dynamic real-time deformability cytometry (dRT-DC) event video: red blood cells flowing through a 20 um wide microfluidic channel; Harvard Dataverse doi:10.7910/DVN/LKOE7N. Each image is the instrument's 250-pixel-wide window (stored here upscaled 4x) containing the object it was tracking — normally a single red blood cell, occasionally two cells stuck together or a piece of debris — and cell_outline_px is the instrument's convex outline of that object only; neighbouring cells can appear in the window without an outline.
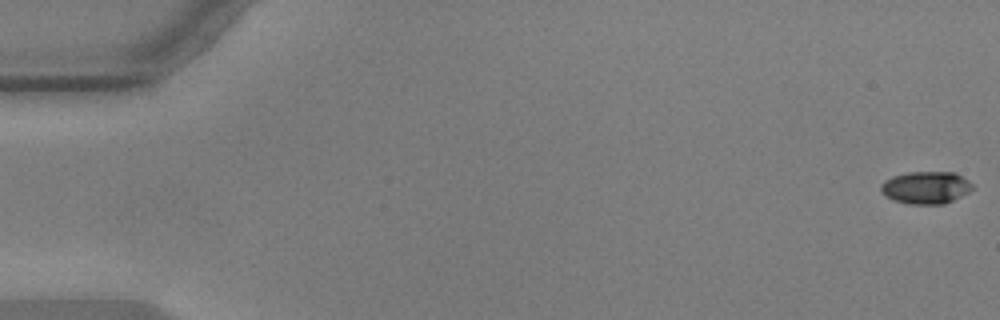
{"species": "common noctule bat (a hibernating species)", "species_latin": "Nyctalus noctula", "temperature_condition": "warm", "stored_images_in_passage": 25, "camera_frame_rate_fps": 3000, "um_per_image_px": 0.085, "animal": {"sex": "male", "body_mass_g": 17.9, "forearm_length_mm": 54.2}, "frame": {"image": 1, "passage_image": 1, "time_ms": 0.0, "image_size_px": [1000, 320], "cell_outline_px": [[972, 188], [968, 192], [944, 204], [908, 204], [892, 200], [880, 188], [880, 184], [884, 180], [892, 176], [908, 172], [956, 172], [968, 180], [972, 184]], "centroid_in_image_um": [78.69, 15.93], "position_along_channel_um": 6.3, "area_um2": 17.22}}
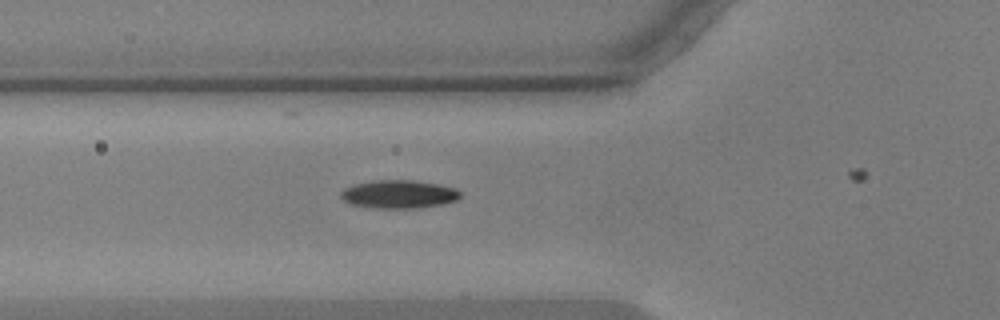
{"frame": {"image": 2, "passage_image": 21, "time_ms": 6.667, "image_size_px": [1000, 320], "cell_outline_px": [[460, 196], [456, 200], [440, 204], [416, 208], [376, 208], [352, 204], [344, 200], [340, 196], [340, 192], [344, 188], [356, 184], [372, 180], [412, 180], [436, 184], [456, 188], [460, 192]], "centroid_in_image_um": [33.88, 16.5], "position_along_channel_um": 91.9, "area_um2": 19.42}}
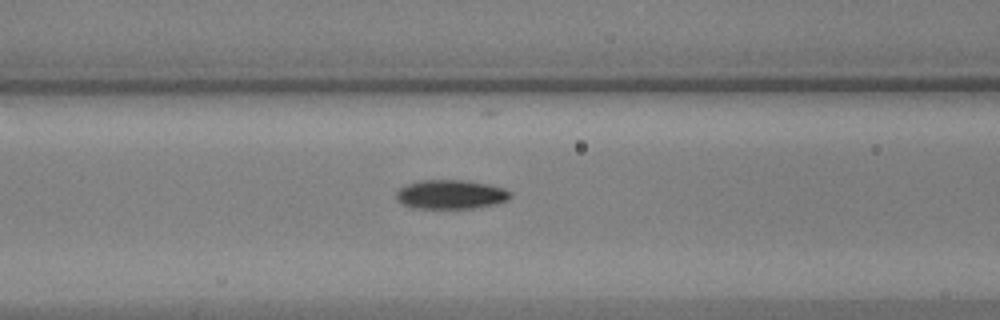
{"frame": {"image": 3, "passage_image": 24, "time_ms": 7.667, "image_size_px": [1000, 320], "cell_outline_px": [[512, 196], [508, 200], [496, 204], [472, 208], [412, 208], [396, 200], [396, 192], [400, 188], [408, 184], [420, 180], [464, 180], [504, 188], [512, 192]], "centroid_in_image_um": [38.32, 16.53], "position_along_channel_um": 128.3, "area_um2": 19.31}}